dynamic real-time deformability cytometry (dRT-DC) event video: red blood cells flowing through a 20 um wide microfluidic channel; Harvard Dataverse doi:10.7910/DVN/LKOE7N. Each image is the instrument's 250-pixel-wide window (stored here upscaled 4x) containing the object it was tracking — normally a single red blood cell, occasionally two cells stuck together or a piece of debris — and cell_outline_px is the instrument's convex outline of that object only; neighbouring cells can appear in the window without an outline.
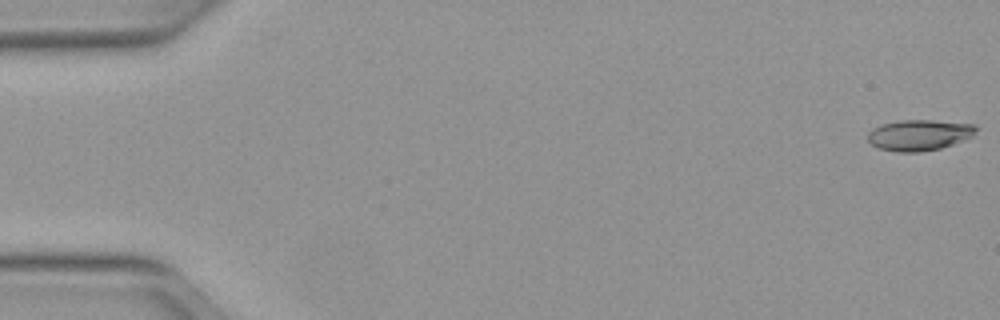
{"species": "Egyptian fruit bat (a non-hibernating species)", "species_latin": "Rousettus aegyptiacus", "temperature_condition": "warm", "stored_images_in_passage": 9, "camera_frame_rate_fps": 3000, "um_per_image_px": 0.085, "animal": {"sex": "female"}, "frame": {"image": 1, "passage_image": 1, "time_ms": 0.0, "image_size_px": [1000, 320], "cell_outline_px": [[980, 128], [972, 136], [952, 144], [940, 148], [920, 152], [896, 152], [880, 148], [872, 144], [868, 140], [868, 132], [872, 128], [880, 124], [896, 120], [932, 120], [976, 124]], "centroid_in_image_um": [78.14, 11.46], "position_along_channel_um": 6.9, "area_um2": 19.65}}